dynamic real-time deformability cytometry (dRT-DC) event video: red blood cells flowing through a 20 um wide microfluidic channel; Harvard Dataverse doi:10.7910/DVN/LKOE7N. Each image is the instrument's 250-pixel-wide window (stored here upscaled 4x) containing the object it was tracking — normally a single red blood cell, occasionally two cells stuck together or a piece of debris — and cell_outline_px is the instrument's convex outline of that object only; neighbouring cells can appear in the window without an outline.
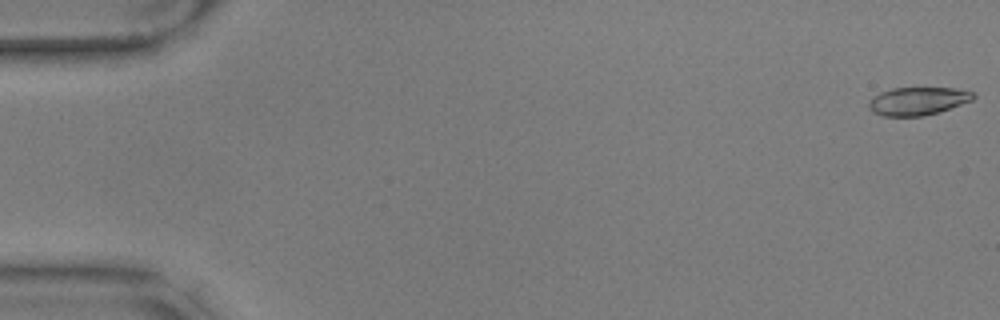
{"species": "common noctule bat (a hibernating species)", "species_latin": "Nyctalus noctula", "temperature_condition": "warm", "stored_images_in_passage": 16, "camera_frame_rate_fps": 3000, "um_per_image_px": 0.085, "animal": {"sex": "male", "body_mass_g": 17.9, "forearm_length_mm": 54.2}, "frame": {"image": 1, "passage_image": 1, "time_ms": 0.0, "image_size_px": [1000, 320], "cell_outline_px": [[976, 96], [972, 100], [940, 112], [920, 116], [884, 116], [872, 112], [868, 108], [868, 104], [880, 92], [892, 88], [956, 88], [976, 92]], "centroid_in_image_um": [78.05, 8.59], "position_along_channel_um": 6.9, "area_um2": 17.05}}
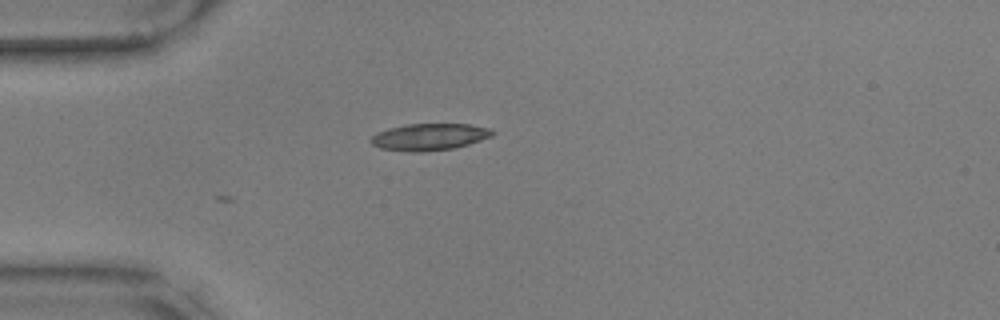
{"frame": {"image": 2, "passage_image": 16, "time_ms": 5.0, "image_size_px": [1000, 320], "cell_outline_px": [[496, 132], [492, 136], [468, 144], [452, 148], [420, 152], [412, 152], [380, 148], [372, 144], [368, 140], [376, 132], [388, 128], [404, 124], [468, 124], [492, 128]], "centroid_in_image_um": [36.48, 11.62], "position_along_channel_um": 48.5, "area_um2": 19.07}}